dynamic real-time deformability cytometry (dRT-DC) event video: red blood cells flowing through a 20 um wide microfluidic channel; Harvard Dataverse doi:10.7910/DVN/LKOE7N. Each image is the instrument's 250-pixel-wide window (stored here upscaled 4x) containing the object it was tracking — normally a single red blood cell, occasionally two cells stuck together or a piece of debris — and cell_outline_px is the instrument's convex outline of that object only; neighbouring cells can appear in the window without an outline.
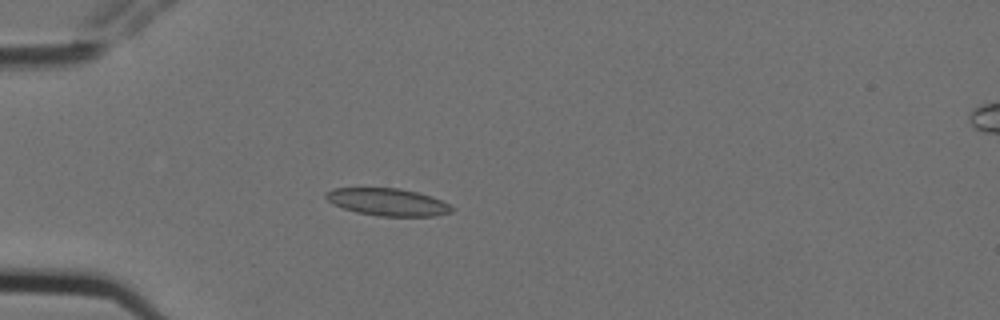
{"species": "Egyptian fruit bat (a non-hibernating species)", "species_latin": "Rousettus aegyptiacus", "temperature_condition": "cold", "stored_images_in_passage": 5, "camera_frame_rate_fps": 3000, "um_per_image_px": 0.085, "animal": {"sex": "female"}, "frame": {"image": 1, "passage_image": 5, "time_ms": 1.333, "image_size_px": [1000, 320], "cell_outline_px": [[456, 208], [452, 212], [432, 216], [376, 216], [356, 212], [332, 204], [324, 196], [324, 192], [332, 188], [400, 188], [432, 196]], "centroid_in_image_um": [32.93, 17.17], "position_along_channel_um": 52.1, "area_um2": 20.17}}